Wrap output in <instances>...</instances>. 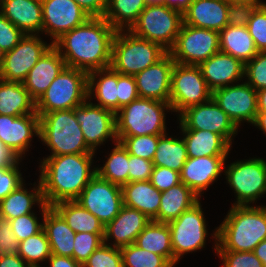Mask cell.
Masks as SVG:
<instances>
[{
  "instance_id": "c3c4849f",
  "label": "cell",
  "mask_w": 266,
  "mask_h": 267,
  "mask_svg": "<svg viewBox=\"0 0 266 267\" xmlns=\"http://www.w3.org/2000/svg\"><path fill=\"white\" fill-rule=\"evenodd\" d=\"M11 228L19 242L37 234L43 229V222L39 223L35 213H29L9 220Z\"/></svg>"
},
{
  "instance_id": "e7e4bbea",
  "label": "cell",
  "mask_w": 266,
  "mask_h": 267,
  "mask_svg": "<svg viewBox=\"0 0 266 267\" xmlns=\"http://www.w3.org/2000/svg\"><path fill=\"white\" fill-rule=\"evenodd\" d=\"M258 112H266V88L257 91Z\"/></svg>"
},
{
  "instance_id": "d6a6232c",
  "label": "cell",
  "mask_w": 266,
  "mask_h": 267,
  "mask_svg": "<svg viewBox=\"0 0 266 267\" xmlns=\"http://www.w3.org/2000/svg\"><path fill=\"white\" fill-rule=\"evenodd\" d=\"M199 197L184 183L161 192L158 222L168 223L199 202Z\"/></svg>"
},
{
  "instance_id": "11a10c76",
  "label": "cell",
  "mask_w": 266,
  "mask_h": 267,
  "mask_svg": "<svg viewBox=\"0 0 266 267\" xmlns=\"http://www.w3.org/2000/svg\"><path fill=\"white\" fill-rule=\"evenodd\" d=\"M19 243L9 220L0 216V258L10 254H18Z\"/></svg>"
},
{
  "instance_id": "816d5d0a",
  "label": "cell",
  "mask_w": 266,
  "mask_h": 267,
  "mask_svg": "<svg viewBox=\"0 0 266 267\" xmlns=\"http://www.w3.org/2000/svg\"><path fill=\"white\" fill-rule=\"evenodd\" d=\"M117 98L118 110L139 98L134 76L118 73Z\"/></svg>"
},
{
  "instance_id": "680465c9",
  "label": "cell",
  "mask_w": 266,
  "mask_h": 267,
  "mask_svg": "<svg viewBox=\"0 0 266 267\" xmlns=\"http://www.w3.org/2000/svg\"><path fill=\"white\" fill-rule=\"evenodd\" d=\"M50 267H83L82 264L76 262L72 257L58 256L51 254L48 258Z\"/></svg>"
},
{
  "instance_id": "6f0895ef",
  "label": "cell",
  "mask_w": 266,
  "mask_h": 267,
  "mask_svg": "<svg viewBox=\"0 0 266 267\" xmlns=\"http://www.w3.org/2000/svg\"><path fill=\"white\" fill-rule=\"evenodd\" d=\"M89 17H104L107 0H73Z\"/></svg>"
},
{
  "instance_id": "7bdbcfd3",
  "label": "cell",
  "mask_w": 266,
  "mask_h": 267,
  "mask_svg": "<svg viewBox=\"0 0 266 267\" xmlns=\"http://www.w3.org/2000/svg\"><path fill=\"white\" fill-rule=\"evenodd\" d=\"M104 243V233H76L74 239L73 259L84 264L89 256Z\"/></svg>"
},
{
  "instance_id": "83f0119b",
  "label": "cell",
  "mask_w": 266,
  "mask_h": 267,
  "mask_svg": "<svg viewBox=\"0 0 266 267\" xmlns=\"http://www.w3.org/2000/svg\"><path fill=\"white\" fill-rule=\"evenodd\" d=\"M123 205L137 209L158 222L161 192L150 181L129 182L121 187Z\"/></svg>"
},
{
  "instance_id": "603a6c76",
  "label": "cell",
  "mask_w": 266,
  "mask_h": 267,
  "mask_svg": "<svg viewBox=\"0 0 266 267\" xmlns=\"http://www.w3.org/2000/svg\"><path fill=\"white\" fill-rule=\"evenodd\" d=\"M65 67L60 52L52 45L31 68L22 84L36 102Z\"/></svg>"
},
{
  "instance_id": "a7ac6f4b",
  "label": "cell",
  "mask_w": 266,
  "mask_h": 267,
  "mask_svg": "<svg viewBox=\"0 0 266 267\" xmlns=\"http://www.w3.org/2000/svg\"><path fill=\"white\" fill-rule=\"evenodd\" d=\"M147 5L163 4V0H145Z\"/></svg>"
},
{
  "instance_id": "f907efd6",
  "label": "cell",
  "mask_w": 266,
  "mask_h": 267,
  "mask_svg": "<svg viewBox=\"0 0 266 267\" xmlns=\"http://www.w3.org/2000/svg\"><path fill=\"white\" fill-rule=\"evenodd\" d=\"M25 34L0 13V48L12 50Z\"/></svg>"
},
{
  "instance_id": "d4e9b609",
  "label": "cell",
  "mask_w": 266,
  "mask_h": 267,
  "mask_svg": "<svg viewBox=\"0 0 266 267\" xmlns=\"http://www.w3.org/2000/svg\"><path fill=\"white\" fill-rule=\"evenodd\" d=\"M0 13L25 35L43 32L41 0H0Z\"/></svg>"
},
{
  "instance_id": "9a60e30c",
  "label": "cell",
  "mask_w": 266,
  "mask_h": 267,
  "mask_svg": "<svg viewBox=\"0 0 266 267\" xmlns=\"http://www.w3.org/2000/svg\"><path fill=\"white\" fill-rule=\"evenodd\" d=\"M52 45L42 41L39 35H25L12 50L4 53L0 78L23 83L31 68Z\"/></svg>"
},
{
  "instance_id": "2e32d148",
  "label": "cell",
  "mask_w": 266,
  "mask_h": 267,
  "mask_svg": "<svg viewBox=\"0 0 266 267\" xmlns=\"http://www.w3.org/2000/svg\"><path fill=\"white\" fill-rule=\"evenodd\" d=\"M75 117L82 130L86 144L95 152L97 146L108 138L116 143V113L85 101L75 108Z\"/></svg>"
},
{
  "instance_id": "ba28073f",
  "label": "cell",
  "mask_w": 266,
  "mask_h": 267,
  "mask_svg": "<svg viewBox=\"0 0 266 267\" xmlns=\"http://www.w3.org/2000/svg\"><path fill=\"white\" fill-rule=\"evenodd\" d=\"M183 23V14L164 4L147 5L131 27L135 36L160 44L169 51Z\"/></svg>"
},
{
  "instance_id": "b9f144b4",
  "label": "cell",
  "mask_w": 266,
  "mask_h": 267,
  "mask_svg": "<svg viewBox=\"0 0 266 267\" xmlns=\"http://www.w3.org/2000/svg\"><path fill=\"white\" fill-rule=\"evenodd\" d=\"M160 136L161 135L117 136V141L123 145L130 155L152 161Z\"/></svg>"
},
{
  "instance_id": "89a4df30",
  "label": "cell",
  "mask_w": 266,
  "mask_h": 267,
  "mask_svg": "<svg viewBox=\"0 0 266 267\" xmlns=\"http://www.w3.org/2000/svg\"><path fill=\"white\" fill-rule=\"evenodd\" d=\"M4 53L5 52L0 48V70L2 69V66H3Z\"/></svg>"
},
{
  "instance_id": "f5cc1de1",
  "label": "cell",
  "mask_w": 266,
  "mask_h": 267,
  "mask_svg": "<svg viewBox=\"0 0 266 267\" xmlns=\"http://www.w3.org/2000/svg\"><path fill=\"white\" fill-rule=\"evenodd\" d=\"M149 181L160 192L166 191L181 183L179 172L163 166H154Z\"/></svg>"
},
{
  "instance_id": "7c38bea8",
  "label": "cell",
  "mask_w": 266,
  "mask_h": 267,
  "mask_svg": "<svg viewBox=\"0 0 266 267\" xmlns=\"http://www.w3.org/2000/svg\"><path fill=\"white\" fill-rule=\"evenodd\" d=\"M205 220L199 201L180 214L178 218L168 222L174 254V266L184 254L200 250L206 245L208 231Z\"/></svg>"
},
{
  "instance_id": "4dcf8cb0",
  "label": "cell",
  "mask_w": 266,
  "mask_h": 267,
  "mask_svg": "<svg viewBox=\"0 0 266 267\" xmlns=\"http://www.w3.org/2000/svg\"><path fill=\"white\" fill-rule=\"evenodd\" d=\"M219 48L221 52L235 57L243 64L259 52L247 26L227 25L219 32Z\"/></svg>"
},
{
  "instance_id": "ee69618b",
  "label": "cell",
  "mask_w": 266,
  "mask_h": 267,
  "mask_svg": "<svg viewBox=\"0 0 266 267\" xmlns=\"http://www.w3.org/2000/svg\"><path fill=\"white\" fill-rule=\"evenodd\" d=\"M212 237L215 239V251L223 261L222 267H264L260 259L253 251L235 252L230 250H216L217 247V228Z\"/></svg>"
},
{
  "instance_id": "d6986e66",
  "label": "cell",
  "mask_w": 266,
  "mask_h": 267,
  "mask_svg": "<svg viewBox=\"0 0 266 267\" xmlns=\"http://www.w3.org/2000/svg\"><path fill=\"white\" fill-rule=\"evenodd\" d=\"M40 117L38 114H26L15 117L0 115V141L17 159L28 151L35 134L39 138Z\"/></svg>"
},
{
  "instance_id": "7dc6e473",
  "label": "cell",
  "mask_w": 266,
  "mask_h": 267,
  "mask_svg": "<svg viewBox=\"0 0 266 267\" xmlns=\"http://www.w3.org/2000/svg\"><path fill=\"white\" fill-rule=\"evenodd\" d=\"M248 31L259 52L266 51V3L259 5L253 12L248 24Z\"/></svg>"
},
{
  "instance_id": "f1b7e54d",
  "label": "cell",
  "mask_w": 266,
  "mask_h": 267,
  "mask_svg": "<svg viewBox=\"0 0 266 267\" xmlns=\"http://www.w3.org/2000/svg\"><path fill=\"white\" fill-rule=\"evenodd\" d=\"M117 84L118 72L111 67L89 72L88 100H92V96H95L98 101L95 105L116 113L118 111Z\"/></svg>"
},
{
  "instance_id": "7402d4cb",
  "label": "cell",
  "mask_w": 266,
  "mask_h": 267,
  "mask_svg": "<svg viewBox=\"0 0 266 267\" xmlns=\"http://www.w3.org/2000/svg\"><path fill=\"white\" fill-rule=\"evenodd\" d=\"M150 221L137 209L123 205L119 214L104 227V243L107 244L110 238L115 239L112 245L119 249L134 244Z\"/></svg>"
},
{
  "instance_id": "9f6ffc18",
  "label": "cell",
  "mask_w": 266,
  "mask_h": 267,
  "mask_svg": "<svg viewBox=\"0 0 266 267\" xmlns=\"http://www.w3.org/2000/svg\"><path fill=\"white\" fill-rule=\"evenodd\" d=\"M153 168V161L129 154V182L149 181Z\"/></svg>"
},
{
  "instance_id": "9c48e42d",
  "label": "cell",
  "mask_w": 266,
  "mask_h": 267,
  "mask_svg": "<svg viewBox=\"0 0 266 267\" xmlns=\"http://www.w3.org/2000/svg\"><path fill=\"white\" fill-rule=\"evenodd\" d=\"M212 98L199 66L174 63L171 73L170 105L173 112L203 104Z\"/></svg>"
},
{
  "instance_id": "8992f818",
  "label": "cell",
  "mask_w": 266,
  "mask_h": 267,
  "mask_svg": "<svg viewBox=\"0 0 266 267\" xmlns=\"http://www.w3.org/2000/svg\"><path fill=\"white\" fill-rule=\"evenodd\" d=\"M165 110L172 111L170 103L141 97L135 99L116 112V135L165 134Z\"/></svg>"
},
{
  "instance_id": "30bf717a",
  "label": "cell",
  "mask_w": 266,
  "mask_h": 267,
  "mask_svg": "<svg viewBox=\"0 0 266 267\" xmlns=\"http://www.w3.org/2000/svg\"><path fill=\"white\" fill-rule=\"evenodd\" d=\"M227 183L236 193L233 206H248L266 193V161L252 158L225 167Z\"/></svg>"
},
{
  "instance_id": "7a4b0ae2",
  "label": "cell",
  "mask_w": 266,
  "mask_h": 267,
  "mask_svg": "<svg viewBox=\"0 0 266 267\" xmlns=\"http://www.w3.org/2000/svg\"><path fill=\"white\" fill-rule=\"evenodd\" d=\"M94 154H64L43 158L39 166V181L44 201L48 206L78 198L96 175V167L91 168Z\"/></svg>"
},
{
  "instance_id": "6da1fadb",
  "label": "cell",
  "mask_w": 266,
  "mask_h": 267,
  "mask_svg": "<svg viewBox=\"0 0 266 267\" xmlns=\"http://www.w3.org/2000/svg\"><path fill=\"white\" fill-rule=\"evenodd\" d=\"M116 32L104 17H90L81 26L65 33L53 45L67 67L89 73L110 67Z\"/></svg>"
},
{
  "instance_id": "60d3db41",
  "label": "cell",
  "mask_w": 266,
  "mask_h": 267,
  "mask_svg": "<svg viewBox=\"0 0 266 267\" xmlns=\"http://www.w3.org/2000/svg\"><path fill=\"white\" fill-rule=\"evenodd\" d=\"M123 267H174L164 256L139 248L136 244L120 248Z\"/></svg>"
},
{
  "instance_id": "836d02e7",
  "label": "cell",
  "mask_w": 266,
  "mask_h": 267,
  "mask_svg": "<svg viewBox=\"0 0 266 267\" xmlns=\"http://www.w3.org/2000/svg\"><path fill=\"white\" fill-rule=\"evenodd\" d=\"M36 188L32 192L24 189L25 184H20L6 198L0 201V216L8 220L20 217L25 214L34 213L32 207L38 203L39 208L45 203L43 191L38 181ZM34 191V192H33Z\"/></svg>"
},
{
  "instance_id": "44dd1931",
  "label": "cell",
  "mask_w": 266,
  "mask_h": 267,
  "mask_svg": "<svg viewBox=\"0 0 266 267\" xmlns=\"http://www.w3.org/2000/svg\"><path fill=\"white\" fill-rule=\"evenodd\" d=\"M228 156L188 157L180 172V181L198 197L221 175Z\"/></svg>"
},
{
  "instance_id": "003e7915",
  "label": "cell",
  "mask_w": 266,
  "mask_h": 267,
  "mask_svg": "<svg viewBox=\"0 0 266 267\" xmlns=\"http://www.w3.org/2000/svg\"><path fill=\"white\" fill-rule=\"evenodd\" d=\"M229 4L235 3H250V4H263L261 0H225Z\"/></svg>"
},
{
  "instance_id": "03108f58",
  "label": "cell",
  "mask_w": 266,
  "mask_h": 267,
  "mask_svg": "<svg viewBox=\"0 0 266 267\" xmlns=\"http://www.w3.org/2000/svg\"><path fill=\"white\" fill-rule=\"evenodd\" d=\"M253 125L266 135V112H258Z\"/></svg>"
},
{
  "instance_id": "bcb514c9",
  "label": "cell",
  "mask_w": 266,
  "mask_h": 267,
  "mask_svg": "<svg viewBox=\"0 0 266 267\" xmlns=\"http://www.w3.org/2000/svg\"><path fill=\"white\" fill-rule=\"evenodd\" d=\"M244 78L256 91L266 88V51L258 52L245 64Z\"/></svg>"
},
{
  "instance_id": "e575fe53",
  "label": "cell",
  "mask_w": 266,
  "mask_h": 267,
  "mask_svg": "<svg viewBox=\"0 0 266 267\" xmlns=\"http://www.w3.org/2000/svg\"><path fill=\"white\" fill-rule=\"evenodd\" d=\"M134 244L139 248L164 256L174 266V254L168 223L151 220L137 236Z\"/></svg>"
},
{
  "instance_id": "d590c367",
  "label": "cell",
  "mask_w": 266,
  "mask_h": 267,
  "mask_svg": "<svg viewBox=\"0 0 266 267\" xmlns=\"http://www.w3.org/2000/svg\"><path fill=\"white\" fill-rule=\"evenodd\" d=\"M75 232L104 233V225L99 219L75 200L62 201L52 206Z\"/></svg>"
},
{
  "instance_id": "5bb4252c",
  "label": "cell",
  "mask_w": 266,
  "mask_h": 267,
  "mask_svg": "<svg viewBox=\"0 0 266 267\" xmlns=\"http://www.w3.org/2000/svg\"><path fill=\"white\" fill-rule=\"evenodd\" d=\"M181 130H207L219 134L230 146L238 127L211 98L179 114Z\"/></svg>"
},
{
  "instance_id": "cb8c5ba5",
  "label": "cell",
  "mask_w": 266,
  "mask_h": 267,
  "mask_svg": "<svg viewBox=\"0 0 266 267\" xmlns=\"http://www.w3.org/2000/svg\"><path fill=\"white\" fill-rule=\"evenodd\" d=\"M208 87L217 88L239 83L244 77L245 64L235 57L221 51L199 65Z\"/></svg>"
},
{
  "instance_id": "ab89813d",
  "label": "cell",
  "mask_w": 266,
  "mask_h": 267,
  "mask_svg": "<svg viewBox=\"0 0 266 267\" xmlns=\"http://www.w3.org/2000/svg\"><path fill=\"white\" fill-rule=\"evenodd\" d=\"M18 255L30 267H42L39 262L51 256L49 241L44 229L19 243Z\"/></svg>"
},
{
  "instance_id": "91938a15",
  "label": "cell",
  "mask_w": 266,
  "mask_h": 267,
  "mask_svg": "<svg viewBox=\"0 0 266 267\" xmlns=\"http://www.w3.org/2000/svg\"><path fill=\"white\" fill-rule=\"evenodd\" d=\"M0 267H30L18 254H10L0 258Z\"/></svg>"
},
{
  "instance_id": "f546056e",
  "label": "cell",
  "mask_w": 266,
  "mask_h": 267,
  "mask_svg": "<svg viewBox=\"0 0 266 267\" xmlns=\"http://www.w3.org/2000/svg\"><path fill=\"white\" fill-rule=\"evenodd\" d=\"M36 113V102L20 82L0 78V115L23 116Z\"/></svg>"
},
{
  "instance_id": "e0dca14e",
  "label": "cell",
  "mask_w": 266,
  "mask_h": 267,
  "mask_svg": "<svg viewBox=\"0 0 266 267\" xmlns=\"http://www.w3.org/2000/svg\"><path fill=\"white\" fill-rule=\"evenodd\" d=\"M212 99L237 127L243 121L253 124L257 117V91L246 81L213 90Z\"/></svg>"
},
{
  "instance_id": "277c9868",
  "label": "cell",
  "mask_w": 266,
  "mask_h": 267,
  "mask_svg": "<svg viewBox=\"0 0 266 267\" xmlns=\"http://www.w3.org/2000/svg\"><path fill=\"white\" fill-rule=\"evenodd\" d=\"M39 138L52 151L49 156L95 153L86 144L75 117V108L41 115Z\"/></svg>"
},
{
  "instance_id": "f35d334b",
  "label": "cell",
  "mask_w": 266,
  "mask_h": 267,
  "mask_svg": "<svg viewBox=\"0 0 266 267\" xmlns=\"http://www.w3.org/2000/svg\"><path fill=\"white\" fill-rule=\"evenodd\" d=\"M129 153L120 142H116L103 167H96V174L120 187L129 183Z\"/></svg>"
},
{
  "instance_id": "3957f363",
  "label": "cell",
  "mask_w": 266,
  "mask_h": 267,
  "mask_svg": "<svg viewBox=\"0 0 266 267\" xmlns=\"http://www.w3.org/2000/svg\"><path fill=\"white\" fill-rule=\"evenodd\" d=\"M266 239L265 206H233L217 227L216 250L253 251Z\"/></svg>"
},
{
  "instance_id": "52a82bcc",
  "label": "cell",
  "mask_w": 266,
  "mask_h": 267,
  "mask_svg": "<svg viewBox=\"0 0 266 267\" xmlns=\"http://www.w3.org/2000/svg\"><path fill=\"white\" fill-rule=\"evenodd\" d=\"M88 100V73L65 67L36 101V113L74 109Z\"/></svg>"
},
{
  "instance_id": "ac0fdd59",
  "label": "cell",
  "mask_w": 266,
  "mask_h": 267,
  "mask_svg": "<svg viewBox=\"0 0 266 267\" xmlns=\"http://www.w3.org/2000/svg\"><path fill=\"white\" fill-rule=\"evenodd\" d=\"M41 3L43 32L49 34L52 44L90 18L73 0H41Z\"/></svg>"
},
{
  "instance_id": "6125c7cd",
  "label": "cell",
  "mask_w": 266,
  "mask_h": 267,
  "mask_svg": "<svg viewBox=\"0 0 266 267\" xmlns=\"http://www.w3.org/2000/svg\"><path fill=\"white\" fill-rule=\"evenodd\" d=\"M193 0H163L168 8L180 11L182 14L189 8Z\"/></svg>"
},
{
  "instance_id": "1f68e13d",
  "label": "cell",
  "mask_w": 266,
  "mask_h": 267,
  "mask_svg": "<svg viewBox=\"0 0 266 267\" xmlns=\"http://www.w3.org/2000/svg\"><path fill=\"white\" fill-rule=\"evenodd\" d=\"M187 156H228L231 146L219 135L207 130H181Z\"/></svg>"
},
{
  "instance_id": "4316f807",
  "label": "cell",
  "mask_w": 266,
  "mask_h": 267,
  "mask_svg": "<svg viewBox=\"0 0 266 267\" xmlns=\"http://www.w3.org/2000/svg\"><path fill=\"white\" fill-rule=\"evenodd\" d=\"M40 209L43 217V229L49 241L51 254L73 258L76 233L53 207L44 203Z\"/></svg>"
},
{
  "instance_id": "be15d7a7",
  "label": "cell",
  "mask_w": 266,
  "mask_h": 267,
  "mask_svg": "<svg viewBox=\"0 0 266 267\" xmlns=\"http://www.w3.org/2000/svg\"><path fill=\"white\" fill-rule=\"evenodd\" d=\"M254 254L260 259L263 263V266L266 267V239L261 241L253 250Z\"/></svg>"
},
{
  "instance_id": "db71d44e",
  "label": "cell",
  "mask_w": 266,
  "mask_h": 267,
  "mask_svg": "<svg viewBox=\"0 0 266 267\" xmlns=\"http://www.w3.org/2000/svg\"><path fill=\"white\" fill-rule=\"evenodd\" d=\"M261 4L235 3L228 5L227 22L230 26H247L253 12Z\"/></svg>"
},
{
  "instance_id": "8fae6325",
  "label": "cell",
  "mask_w": 266,
  "mask_h": 267,
  "mask_svg": "<svg viewBox=\"0 0 266 267\" xmlns=\"http://www.w3.org/2000/svg\"><path fill=\"white\" fill-rule=\"evenodd\" d=\"M219 51V32L182 23L168 53L178 64L199 66Z\"/></svg>"
},
{
  "instance_id": "8d00e7d4",
  "label": "cell",
  "mask_w": 266,
  "mask_h": 267,
  "mask_svg": "<svg viewBox=\"0 0 266 267\" xmlns=\"http://www.w3.org/2000/svg\"><path fill=\"white\" fill-rule=\"evenodd\" d=\"M145 0H107L105 20L116 30H130L145 9Z\"/></svg>"
},
{
  "instance_id": "ffe728a7",
  "label": "cell",
  "mask_w": 266,
  "mask_h": 267,
  "mask_svg": "<svg viewBox=\"0 0 266 267\" xmlns=\"http://www.w3.org/2000/svg\"><path fill=\"white\" fill-rule=\"evenodd\" d=\"M175 61L167 53L161 60L134 75L139 97L169 103Z\"/></svg>"
},
{
  "instance_id": "4fadbf2b",
  "label": "cell",
  "mask_w": 266,
  "mask_h": 267,
  "mask_svg": "<svg viewBox=\"0 0 266 267\" xmlns=\"http://www.w3.org/2000/svg\"><path fill=\"white\" fill-rule=\"evenodd\" d=\"M75 201L106 226L123 207L122 189L96 174Z\"/></svg>"
},
{
  "instance_id": "681fc988",
  "label": "cell",
  "mask_w": 266,
  "mask_h": 267,
  "mask_svg": "<svg viewBox=\"0 0 266 267\" xmlns=\"http://www.w3.org/2000/svg\"><path fill=\"white\" fill-rule=\"evenodd\" d=\"M19 161L20 159L8 166L0 167V201L24 183L18 168Z\"/></svg>"
},
{
  "instance_id": "f6af8a7d",
  "label": "cell",
  "mask_w": 266,
  "mask_h": 267,
  "mask_svg": "<svg viewBox=\"0 0 266 267\" xmlns=\"http://www.w3.org/2000/svg\"><path fill=\"white\" fill-rule=\"evenodd\" d=\"M83 267H123L121 251L103 243L89 256Z\"/></svg>"
},
{
  "instance_id": "484cf974",
  "label": "cell",
  "mask_w": 266,
  "mask_h": 267,
  "mask_svg": "<svg viewBox=\"0 0 266 267\" xmlns=\"http://www.w3.org/2000/svg\"><path fill=\"white\" fill-rule=\"evenodd\" d=\"M228 5L225 0H193L183 14V23L220 32L228 25Z\"/></svg>"
},
{
  "instance_id": "5b68a950",
  "label": "cell",
  "mask_w": 266,
  "mask_h": 267,
  "mask_svg": "<svg viewBox=\"0 0 266 267\" xmlns=\"http://www.w3.org/2000/svg\"><path fill=\"white\" fill-rule=\"evenodd\" d=\"M168 53L160 44L117 31L112 42L110 67L119 74L132 75L154 65Z\"/></svg>"
},
{
  "instance_id": "74e56055",
  "label": "cell",
  "mask_w": 266,
  "mask_h": 267,
  "mask_svg": "<svg viewBox=\"0 0 266 267\" xmlns=\"http://www.w3.org/2000/svg\"><path fill=\"white\" fill-rule=\"evenodd\" d=\"M167 133L160 136L156 152L153 157V165L166 167L181 172L188 159L184 139L167 137Z\"/></svg>"
},
{
  "instance_id": "94428289",
  "label": "cell",
  "mask_w": 266,
  "mask_h": 267,
  "mask_svg": "<svg viewBox=\"0 0 266 267\" xmlns=\"http://www.w3.org/2000/svg\"><path fill=\"white\" fill-rule=\"evenodd\" d=\"M18 159L0 141V167L13 164Z\"/></svg>"
}]
</instances>
